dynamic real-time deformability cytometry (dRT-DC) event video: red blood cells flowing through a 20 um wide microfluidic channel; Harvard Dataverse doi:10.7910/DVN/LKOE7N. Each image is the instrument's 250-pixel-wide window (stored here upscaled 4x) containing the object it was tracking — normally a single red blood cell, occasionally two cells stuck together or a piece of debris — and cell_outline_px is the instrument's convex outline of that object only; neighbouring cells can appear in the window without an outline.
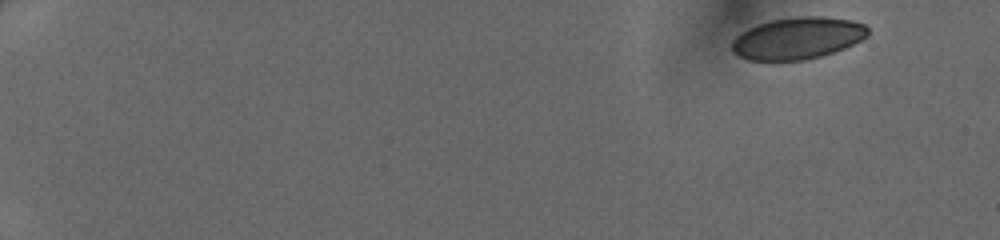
{"species": "human", "species_latin": "Homo sapiens", "temperature_condition": "cold", "stored_images_in_passage": 46, "camera_frame_rate_fps": 3000, "um_per_image_px": 0.085, "donor": {"sex": "female"}, "frame": {"image": 1, "passage_image": 1, "time_ms": 0.0, "image_size_px": [1000, 240], "cell_outline_px": [[868, 36], [844, 48], [820, 56], [804, 60], [748, 60], [732, 52], [732, 40], [740, 32], [748, 28], [772, 20], [796, 16], [824, 16], [852, 20], [864, 24], [868, 28]], "centroid_in_image_um": [67.79, 3.24], "position_along_channel_um": 17.2, "area_um2": 33.12}}
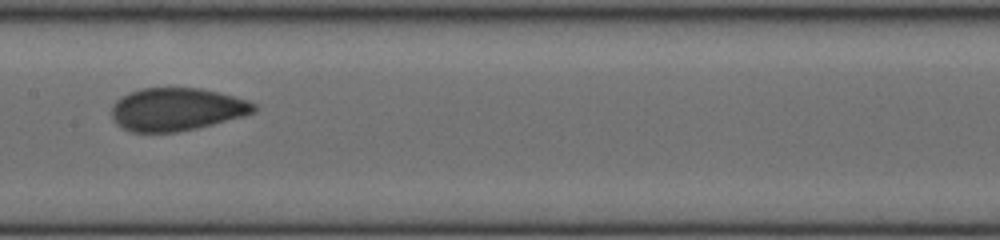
{"frame": {"image": 2, "passage_image": 25, "time_ms": 8.0, "image_size_px": [1000, 240], "cell_outline_px": [[256, 108], [252, 112], [244, 116], [196, 128], [176, 132], [132, 132], [120, 128], [112, 120], [112, 104], [116, 100], [128, 92], [144, 88], [200, 88], [248, 100], [256, 104]], "centroid_in_image_um": [14.96, 9.3], "position_along_channel_um": 192.4, "area_um2": 35.49}}
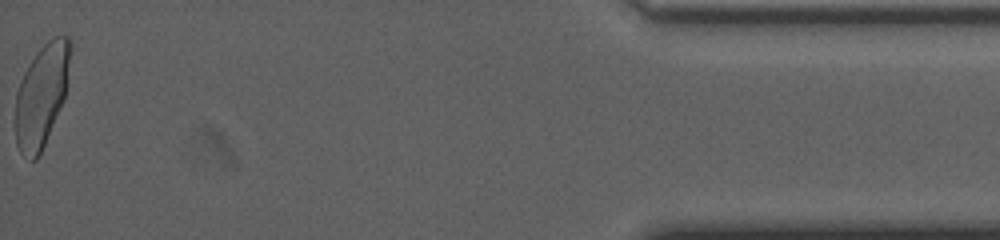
{"frame": {"image": 3, "passage_image": 46, "time_ms": 15.0, "image_size_px": [1000, 240], "cell_outline_px": [[72, 48], [64, 100], [44, 144], [36, 160], [32, 160], [20, 152], [16, 144], [16, 92], [20, 80], [24, 72], [40, 48], [52, 36], [68, 36], [72, 40]], "centroid_in_image_um": [3.56, 8.05], "position_along_channel_um": 431.6, "area_um2": 32.6}}